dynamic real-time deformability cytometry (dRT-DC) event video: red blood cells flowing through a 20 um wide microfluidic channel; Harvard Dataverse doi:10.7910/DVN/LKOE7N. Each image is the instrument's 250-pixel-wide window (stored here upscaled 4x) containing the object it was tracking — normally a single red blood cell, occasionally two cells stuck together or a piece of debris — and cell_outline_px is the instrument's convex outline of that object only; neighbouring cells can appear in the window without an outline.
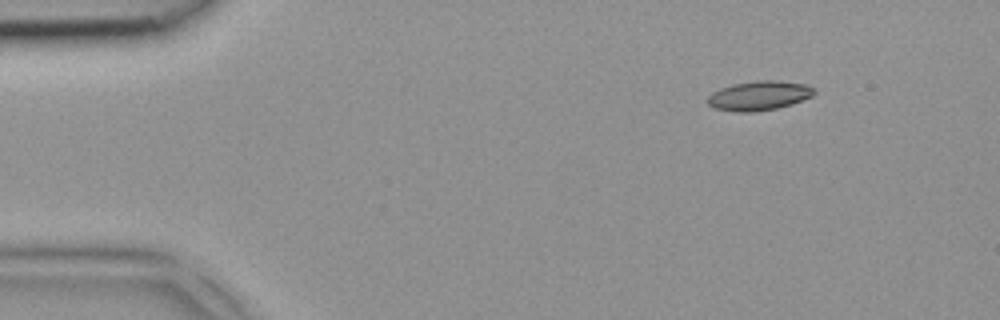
{"species": "common noctule bat (a hibernating species)", "species_latin": "Nyctalus noctula", "temperature_condition": "room temperature", "stored_images_in_passage": 3, "camera_frame_rate_fps": 3000, "um_per_image_px": 0.085, "animal": {"sex": "female", "body_mass_g": 18.4}, "frame": {"image": 1, "passage_image": 1, "time_ms": 0.0, "image_size_px": [1000, 320], "cell_outline_px": [[816, 92], [812, 96], [792, 104], [776, 108], [756, 112], [736, 112], [712, 108], [704, 100], [712, 92], [720, 88], [732, 84], [756, 80], [776, 80], [808, 84]], "centroid_in_image_um": [64.48, 8.13], "position_along_channel_um": 20.5, "area_um2": 18.55}}
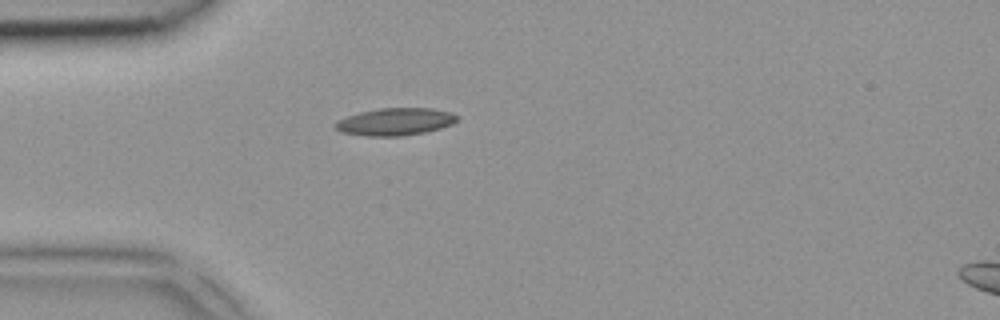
{"frame": {"image": 2, "passage_image": 3, "time_ms": 0.667, "image_size_px": [1000, 320], "cell_outline_px": [[460, 120], [452, 124], [440, 128], [424, 132], [400, 136], [368, 136], [340, 132], [332, 124], [336, 120], [360, 112], [380, 108], [432, 108], [448, 112], [460, 116]], "centroid_in_image_um": [33.59, 10.34], "position_along_channel_um": 51.4, "area_um2": 19.48}}